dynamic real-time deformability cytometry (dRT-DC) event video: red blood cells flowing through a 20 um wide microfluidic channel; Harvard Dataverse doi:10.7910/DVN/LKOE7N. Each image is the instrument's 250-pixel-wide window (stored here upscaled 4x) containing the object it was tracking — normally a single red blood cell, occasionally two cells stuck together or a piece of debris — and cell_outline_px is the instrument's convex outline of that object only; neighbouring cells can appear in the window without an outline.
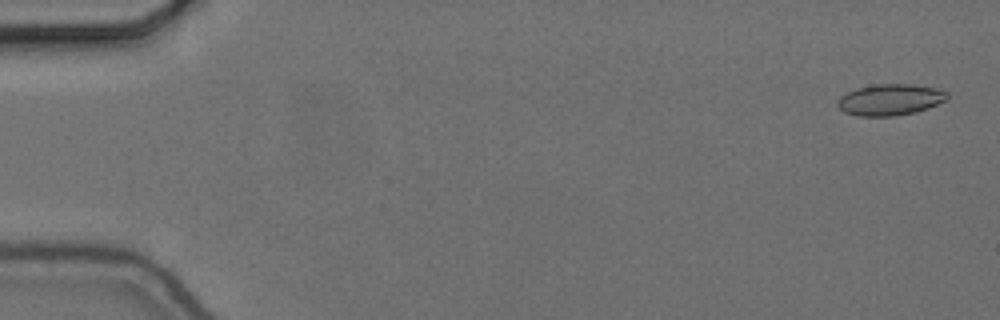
{"species": "common noctule bat (a hibernating species)", "species_latin": "Nyctalus noctula", "temperature_condition": "cold", "stored_images_in_passage": 56, "camera_frame_rate_fps": 3000, "um_per_image_px": 0.085, "animal": {"sex": "female", "body_mass_g": 24.6, "forearm_length_mm": 56.2}, "frame": {"image": 1, "passage_image": 2, "time_ms": 0.333, "image_size_px": [1000, 320], "cell_outline_px": [[948, 100], [928, 108], [916, 112], [892, 116], [856, 116], [844, 112], [836, 104], [836, 100], [840, 96], [856, 88], [872, 84], [912, 84], [936, 88], [948, 92]], "centroid_in_image_um": [75.66, 8.47], "position_along_channel_um": 9.3, "area_um2": 20.23}}
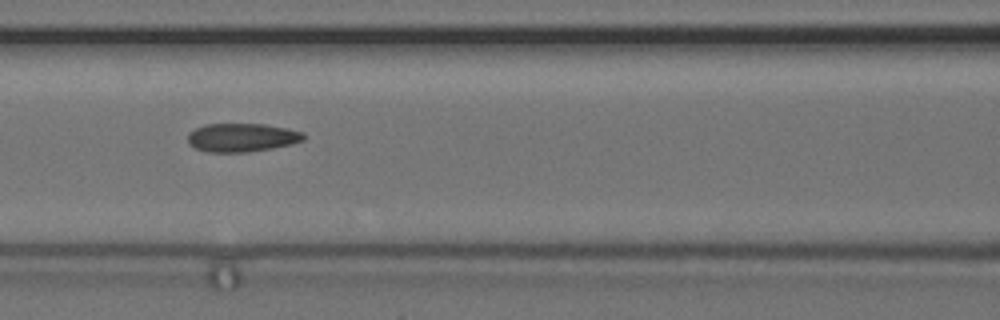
{"frame": {"image": 2, "passage_image": 25, "time_ms": 8.0, "image_size_px": [1000, 320], "cell_outline_px": [[304, 140], [292, 144], [272, 148], [248, 152], [208, 152], [196, 148], [188, 144], [188, 132], [204, 124], [264, 124], [288, 128], [304, 132]], "centroid_in_image_um": [20.56, 11.68], "position_along_channel_um": 146.0, "area_um2": 19.36}}
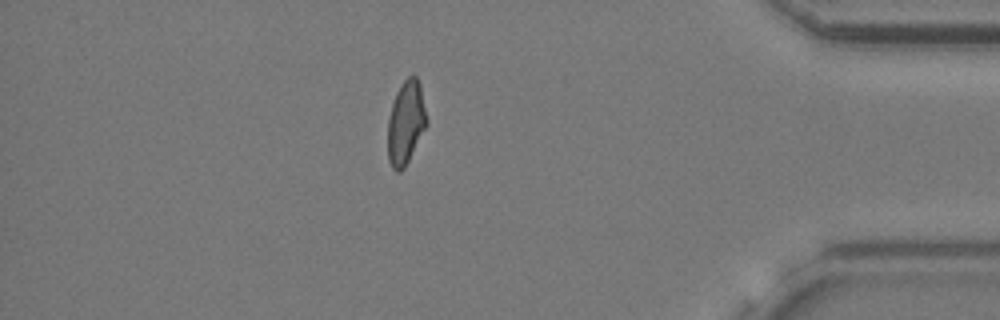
{"frame": {"image": 3, "passage_image": 49, "time_ms": 16.0, "image_size_px": [1000, 320], "cell_outline_px": [[428, 124], [404, 168], [400, 172], [396, 172], [392, 168], [388, 160], [388, 116], [396, 92], [404, 80], [412, 72], [416, 76], [420, 84], [428, 120]], "centroid_in_image_um": [34.5, 10.41], "position_along_channel_um": 400.7, "area_um2": 19.13}, "authors_computed_cell_mechanics": {"area_um2": 19.2474, "velocity_mm_per_s": 3.6622, "shape_relaxation_time_tau1_ms": null, "shape_relaxation_time_tau2_ms": 2.3132, "deformation_change_tau1": null, "deformation_change_tau2": 0.0779}}